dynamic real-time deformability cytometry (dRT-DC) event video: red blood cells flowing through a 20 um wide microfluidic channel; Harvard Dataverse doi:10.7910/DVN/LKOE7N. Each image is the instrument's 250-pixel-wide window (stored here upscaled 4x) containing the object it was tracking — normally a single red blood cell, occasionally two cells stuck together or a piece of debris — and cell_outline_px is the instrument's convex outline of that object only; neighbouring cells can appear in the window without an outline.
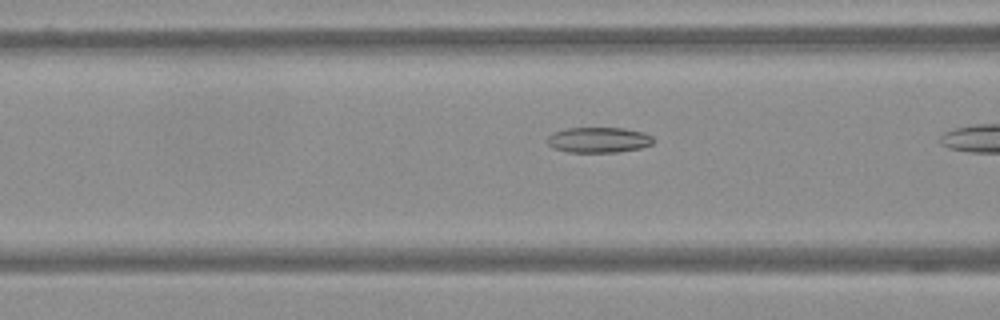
{"species": "Egyptian fruit bat (a non-hibernating species)", "species_latin": "Rousettus aegyptiacus", "temperature_condition": "warm", "stored_images_in_passage": 9, "camera_frame_rate_fps": 3000, "um_per_image_px": 0.085, "frame": {"image": 1, "passage_image": 4, "time_ms": 1.0, "image_size_px": [1000, 320], "cell_outline_px": [[656, 140], [652, 144], [640, 148], [616, 152], [568, 152], [552, 148], [548, 144], [548, 136], [552, 132], [568, 128], [624, 128], [644, 132], [652, 136]], "centroid_in_image_um": [50.89, 11.89], "position_along_channel_um": 115.7, "area_um2": 15.84}}
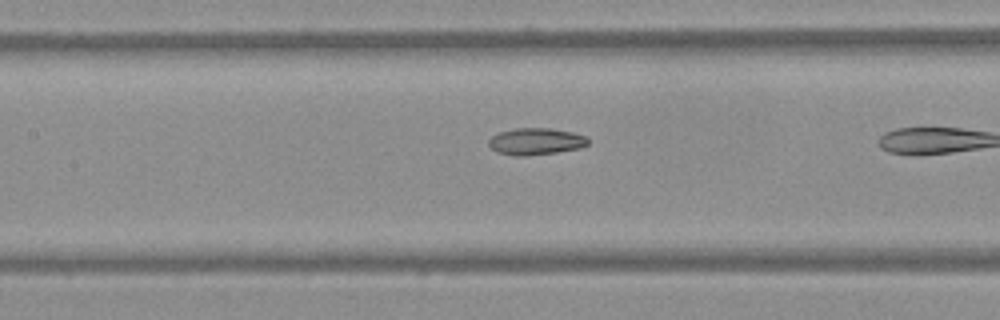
{"frame": {"image": 2, "passage_image": 8, "time_ms": 2.333, "image_size_px": [1000, 320], "cell_outline_px": [[588, 144], [580, 148], [556, 152], [524, 156], [516, 156], [496, 152], [488, 144], [488, 140], [492, 136], [500, 132], [516, 128], [548, 128], [572, 132], [584, 136], [588, 140]], "centroid_in_image_um": [45.52, 12.02], "position_along_channel_um": 161.9, "area_um2": 15.37}}